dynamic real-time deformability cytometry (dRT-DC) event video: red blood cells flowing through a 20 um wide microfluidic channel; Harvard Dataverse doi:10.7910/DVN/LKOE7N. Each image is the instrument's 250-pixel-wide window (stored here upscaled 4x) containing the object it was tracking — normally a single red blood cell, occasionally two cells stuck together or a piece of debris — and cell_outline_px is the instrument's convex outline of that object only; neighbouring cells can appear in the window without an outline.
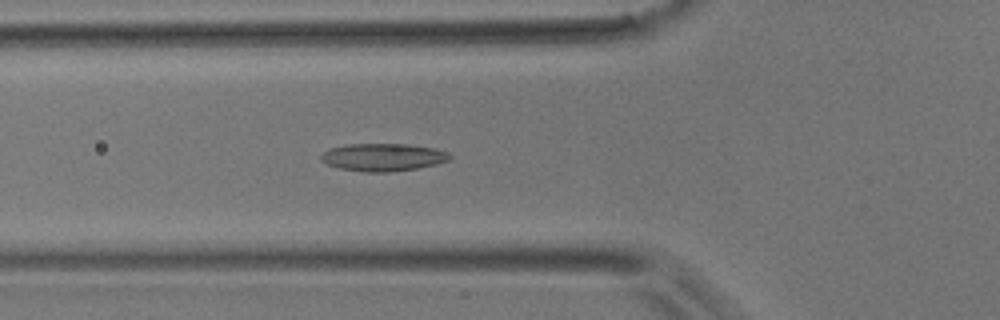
{"species": "common noctule bat (a hibernating species)", "species_latin": "Nyctalus noctula", "temperature_condition": "room temperature", "stored_images_in_passage": 33, "camera_frame_rate_fps": 3000, "um_per_image_px": 0.085, "animal": {"sex": "male", "body_mass_g": 17.9}, "frame": {"image": 1, "passage_image": 9, "time_ms": 2.667, "image_size_px": [1000, 320], "cell_outline_px": [[452, 156], [448, 160], [436, 164], [416, 168], [388, 172], [364, 172], [340, 168], [328, 164], [320, 160], [320, 156], [328, 148], [344, 144], [408, 144], [436, 148], [448, 152]], "centroid_in_image_um": [32.54, 13.35], "position_along_channel_um": 93.3, "area_um2": 20.81}}
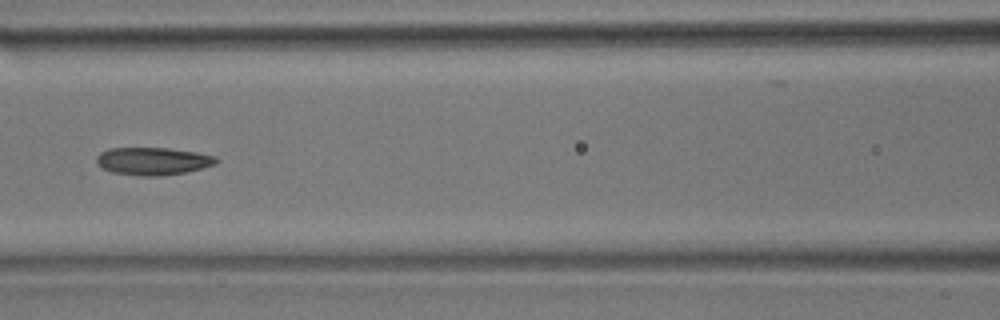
{"frame": {"image": 2, "passage_image": 13, "time_ms": 4.0, "image_size_px": [1000, 320], "cell_outline_px": [[220, 160], [216, 164], [184, 172], [160, 176], [140, 176], [112, 172], [100, 168], [96, 164], [96, 156], [100, 152], [108, 148], [168, 148], [196, 152], [216, 156]], "centroid_in_image_um": [12.96, 13.69], "position_along_channel_um": 153.6, "area_um2": 19.42}}
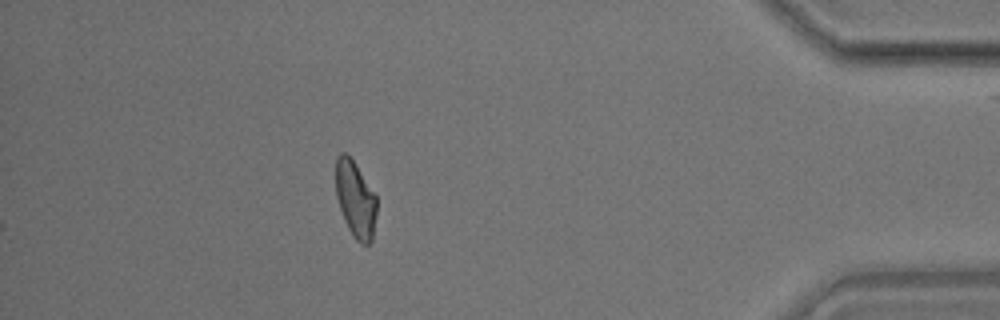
{"frame": {"image": 3, "passage_image": 33, "time_ms": 10.667, "image_size_px": [1000, 320], "cell_outline_px": [[376, 216], [372, 240], [368, 244], [360, 244], [352, 236], [344, 220], [336, 196], [336, 156], [340, 152], [344, 152], [356, 164], [376, 196]], "centroid_in_image_um": [30.2, 16.96], "position_along_channel_um": 405.0, "area_um2": 18.21}}